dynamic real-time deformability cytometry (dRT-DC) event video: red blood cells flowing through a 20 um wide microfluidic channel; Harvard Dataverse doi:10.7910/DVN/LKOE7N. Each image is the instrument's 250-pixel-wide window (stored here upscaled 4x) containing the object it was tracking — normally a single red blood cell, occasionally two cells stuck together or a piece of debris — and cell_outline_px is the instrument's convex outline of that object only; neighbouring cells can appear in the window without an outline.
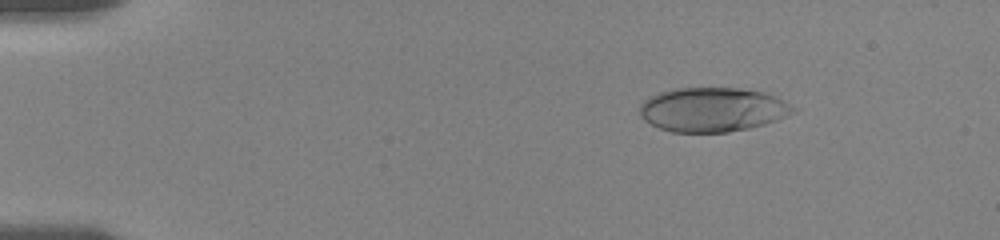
{"species": "human", "species_latin": "Homo sapiens", "temperature_condition": "room temperature", "stored_images_in_passage": 52, "camera_frame_rate_fps": 3000, "um_per_image_px": 0.085, "donor": {"sex": "female"}, "frame": {"image": 1, "passage_image": 4, "time_ms": 1.0, "image_size_px": [1000, 240], "cell_outline_px": [[796, 112], [776, 120], [764, 124], [748, 128], [728, 132], [672, 132], [660, 128], [644, 120], [640, 116], [640, 104], [644, 100], [660, 92], [672, 88], [740, 88], [764, 92], [776, 96], [784, 100], [796, 108]], "centroid_in_image_um": [60.58, 9.31], "position_along_channel_um": 24.4, "area_um2": 39.59}}
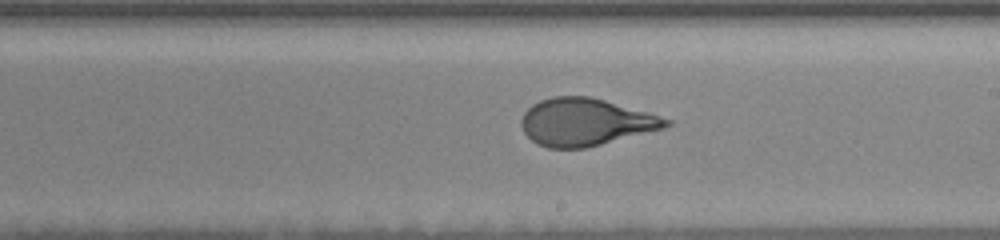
{"frame": {"image": 2, "passage_image": 29, "time_ms": 9.333, "image_size_px": [1000, 240], "cell_outline_px": [[672, 124], [664, 128], [584, 148], [548, 148], [536, 144], [524, 132], [520, 124], [520, 120], [524, 112], [532, 104], [540, 100], [556, 96], [588, 96], [604, 100], [672, 120]], "centroid_in_image_um": [49.71, 10.38], "position_along_channel_um": 239.3, "area_um2": 39.48}}
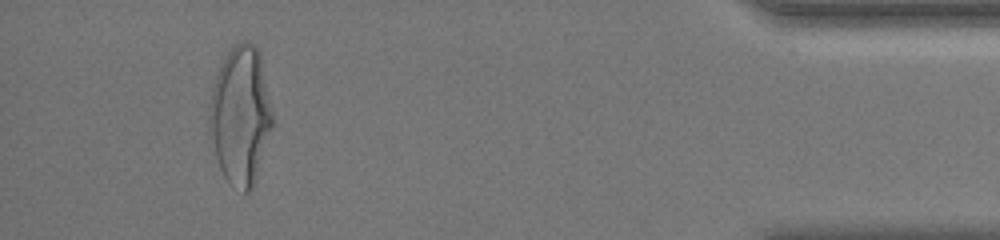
{"frame": {"image": 3, "passage_image": 48, "time_ms": 15.667, "image_size_px": [1000, 240], "cell_outline_px": [[272, 128], [256, 180], [248, 192], [244, 192], [228, 184], [220, 168], [208, 136], [208, 112], [212, 88], [220, 64], [228, 52], [240, 40], [244, 40], [256, 44], [260, 52], [272, 112]], "centroid_in_image_um": [20.42, 9.82], "position_along_channel_um": 414.8, "area_um2": 51.27}, "authors_computed_cell_mechanics": {"area_um2": 40.1999, "velocity_mm_per_s": 3.622, "shape_relaxation_time_tau1_ms": 4.1642, "shape_relaxation_time_tau2_ms": null, "deformation_change_tau1": 0.1893, "deformation_change_tau2": null}}